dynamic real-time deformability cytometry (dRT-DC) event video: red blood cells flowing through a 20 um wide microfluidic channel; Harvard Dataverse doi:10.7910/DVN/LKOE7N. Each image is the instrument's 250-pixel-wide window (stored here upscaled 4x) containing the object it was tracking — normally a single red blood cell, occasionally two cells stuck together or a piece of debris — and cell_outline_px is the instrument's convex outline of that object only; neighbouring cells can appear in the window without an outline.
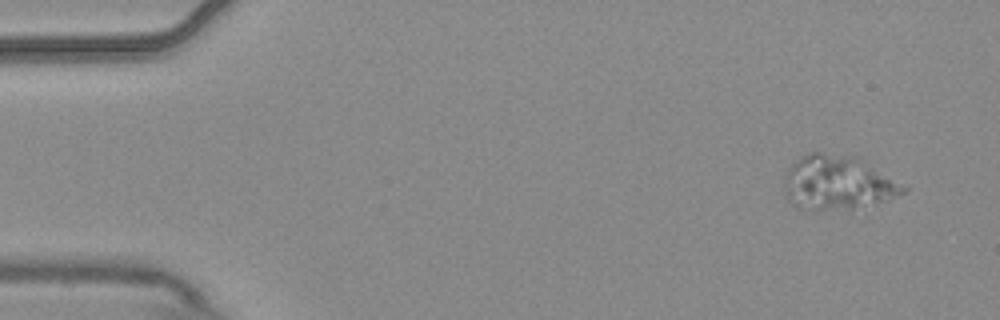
{"species": "common noctule bat (a hibernating species)", "species_latin": "Nyctalus noctula", "temperature_condition": "warm", "stored_images_in_passage": 6, "camera_frame_rate_fps": 3000, "um_per_image_px": 0.085, "animal": {"sex": "male", "body_mass_g": 20.4}, "frame": {"image": 1, "passage_image": 2, "time_ms": 0.333, "image_size_px": [1000, 320], "cell_outline_px": [[908, 188], [904, 192], [888, 200], [852, 208], [800, 208], [792, 204], [784, 192], [788, 168], [796, 160], [808, 152], [820, 152], [860, 156]], "centroid_in_image_um": [71.23, 15.48], "position_along_channel_um": 13.8, "area_um2": 37.17}}
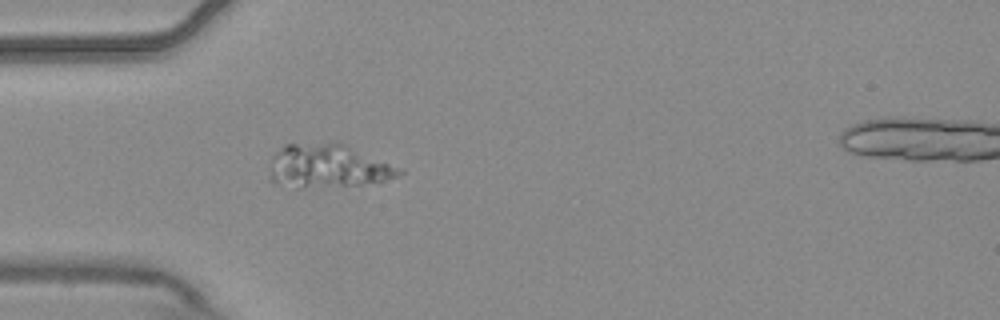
{"frame": {"image": 2, "passage_image": 5, "time_ms": 1.333, "image_size_px": [1000, 320], "cell_outline_px": [[404, 172], [396, 176], [380, 180], [360, 184], [304, 188], [300, 188], [268, 180], [272, 156], [284, 144], [348, 144], [404, 168]], "centroid_in_image_um": [27.89, 14.11], "position_along_channel_um": 57.1, "area_um2": 32.6}}